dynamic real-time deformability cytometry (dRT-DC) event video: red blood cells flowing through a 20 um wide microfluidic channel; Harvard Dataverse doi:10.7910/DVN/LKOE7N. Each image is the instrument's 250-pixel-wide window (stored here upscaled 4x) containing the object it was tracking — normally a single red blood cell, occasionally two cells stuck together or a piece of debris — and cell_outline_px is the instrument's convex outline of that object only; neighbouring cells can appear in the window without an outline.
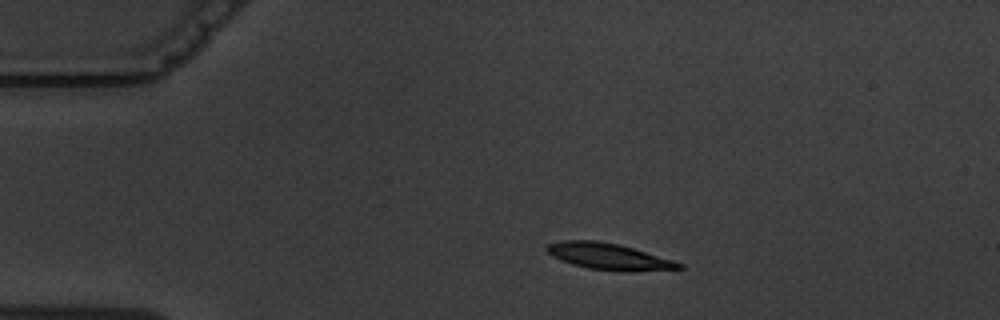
{"species": "common noctule bat (a hibernating species)", "species_latin": "Nyctalus noctula", "temperature_condition": "warm", "stored_images_in_passage": 7, "camera_frame_rate_fps": 3000, "um_per_image_px": 0.085, "animal": {"sex": "male", "body_mass_g": 19.5, "forearm_length_mm": 54.6}, "frame": {"image": 1, "passage_image": 2, "time_ms": 2.0, "image_size_px": [1000, 320], "cell_outline_px": [[684, 268], [628, 272], [620, 272], [588, 268], [572, 264], [560, 260], [552, 256], [544, 248], [548, 244], [560, 240], [596, 240], [620, 244], [672, 260], [684, 264]], "centroid_in_image_um": [51.72, 21.8], "position_along_channel_um": 33.3, "area_um2": 20.46}}